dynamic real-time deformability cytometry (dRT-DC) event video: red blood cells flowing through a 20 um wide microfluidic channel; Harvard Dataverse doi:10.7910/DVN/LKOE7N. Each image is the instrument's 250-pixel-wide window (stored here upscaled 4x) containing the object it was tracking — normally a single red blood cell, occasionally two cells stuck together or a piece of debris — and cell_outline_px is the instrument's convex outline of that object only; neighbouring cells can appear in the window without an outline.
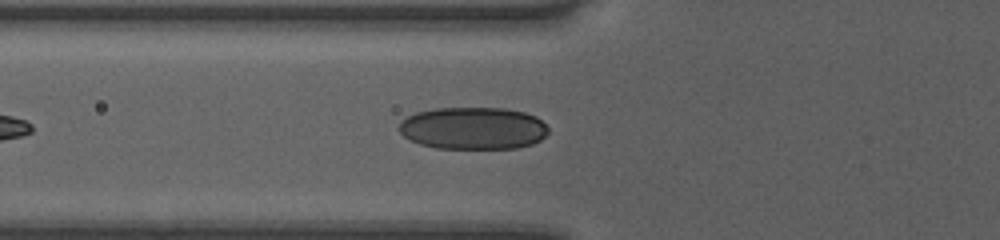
{"species": "human", "species_latin": "Homo sapiens", "temperature_condition": "room temperature", "stored_images_in_passage": 36, "camera_frame_rate_fps": 3000, "um_per_image_px": 0.085, "donor": {"sex": "female"}, "frame": {"image": 1, "passage_image": 6, "time_ms": 1.667, "image_size_px": [1000, 240], "cell_outline_px": [[548, 132], [540, 140], [532, 144], [516, 148], [436, 148], [420, 144], [404, 136], [400, 132], [400, 124], [408, 116], [416, 112], [436, 108], [504, 108], [524, 112], [536, 116], [548, 128]], "centroid_in_image_um": [40.23, 10.9], "position_along_channel_um": 85.6, "area_um2": 36.59}}
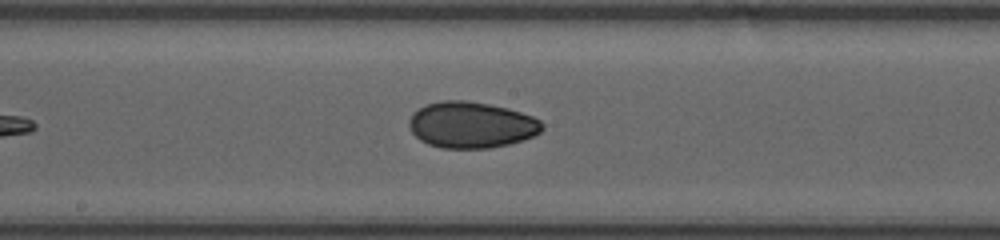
{"frame": {"image": 2, "passage_image": 15, "time_ms": 4.667, "image_size_px": [1000, 240], "cell_outline_px": [[544, 128], [540, 132], [524, 140], [508, 144], [488, 148], [440, 148], [428, 144], [420, 140], [412, 132], [408, 124], [408, 120], [412, 112], [428, 104], [440, 100], [464, 100], [488, 104], [508, 108], [532, 116], [540, 120], [544, 124]], "centroid_in_image_um": [40.05, 10.61], "position_along_channel_um": 208.1, "area_um2": 35.95}}
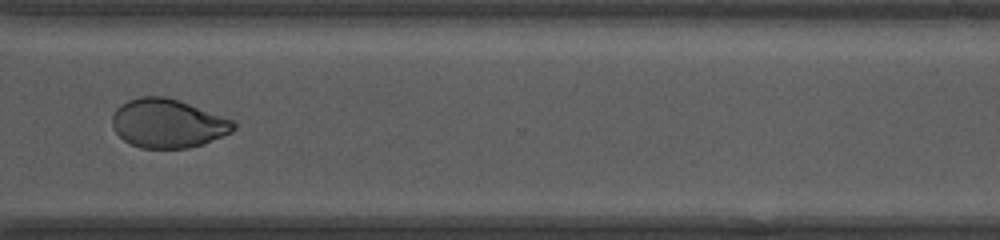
{"frame": {"image": 3, "passage_image": 26, "time_ms": 8.333, "image_size_px": [1000, 240], "cell_outline_px": [[236, 128], [232, 132], [204, 144], [188, 148], [140, 148], [124, 140], [112, 128], [112, 116], [116, 108], [120, 104], [128, 100], [140, 96], [164, 96], [180, 100], [232, 120], [236, 124]], "centroid_in_image_um": [14.25, 10.48], "position_along_channel_um": 356.3, "area_um2": 34.62}}